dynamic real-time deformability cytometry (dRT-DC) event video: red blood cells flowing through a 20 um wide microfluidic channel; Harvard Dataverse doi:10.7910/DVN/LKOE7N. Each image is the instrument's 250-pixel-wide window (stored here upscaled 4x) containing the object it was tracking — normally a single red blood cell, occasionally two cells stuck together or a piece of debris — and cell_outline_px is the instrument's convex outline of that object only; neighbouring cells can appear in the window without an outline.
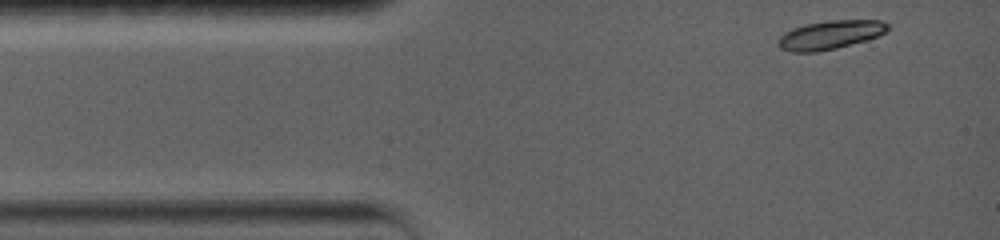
{"species": "common noctule bat (a hibernating species)", "species_latin": "Nyctalus noctula", "temperature_condition": "warm", "stored_images_in_passage": 66, "camera_frame_rate_fps": 5000, "um_per_image_px": 0.085, "animal": {"sex": "female", "body_mass_g": 19.0, "forearm_length_mm": 56.7}, "frame": {"image": 1, "passage_image": 1, "time_ms": 0.0, "image_size_px": [1000, 240], "cell_outline_px": [[888, 28], [884, 32], [876, 36], [864, 40], [836, 48], [816, 52], [792, 52], [780, 48], [776, 44], [776, 40], [784, 32], [792, 28], [804, 24], [832, 20], [880, 20], [888, 24]], "centroid_in_image_um": [70.48, 2.96], "position_along_channel_um": 14.5, "area_um2": 18.21}}
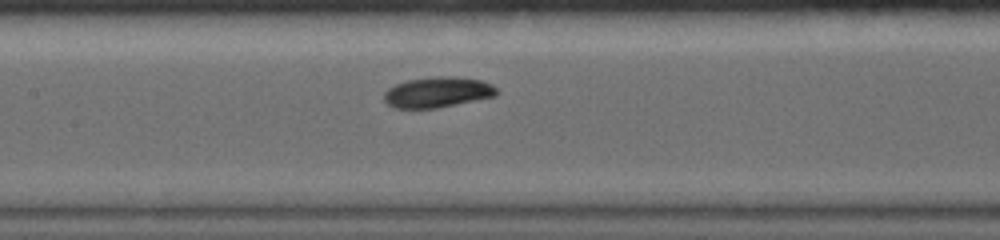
{"frame": {"image": 2, "passage_image": 29, "time_ms": 5.6, "image_size_px": [1000, 240], "cell_outline_px": [[500, 92], [496, 96], [436, 108], [396, 108], [388, 104], [384, 100], [384, 92], [388, 88], [396, 84], [408, 80], [436, 76], [456, 76], [480, 80], [492, 84]], "centroid_in_image_um": [37.21, 7.83], "position_along_channel_um": 170.2, "area_um2": 20.06}}
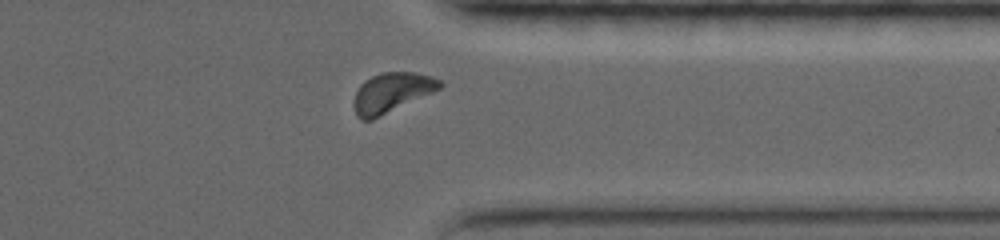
{"frame": {"image": 3, "passage_image": 57, "time_ms": 11.2, "image_size_px": [1000, 240], "cell_outline_px": [[444, 84], [440, 88], [432, 92], [372, 120], [360, 120], [356, 116], [352, 104], [352, 100], [360, 84], [364, 80], [380, 72], [412, 72], [432, 76], [440, 80]], "centroid_in_image_um": [33.23, 7.87], "position_along_channel_um": 378.2, "area_um2": 19.94}, "authors_computed_cell_mechanics": {"area_um2": 19.4786, "velocity_mm_per_s": 3.738, "shape_relaxation_time_tau1_ms": 2.6469, "shape_relaxation_time_tau2_ms": 3.3888, "deformation_change_tau1": 0.109, "deformation_change_tau2": 0.073}}